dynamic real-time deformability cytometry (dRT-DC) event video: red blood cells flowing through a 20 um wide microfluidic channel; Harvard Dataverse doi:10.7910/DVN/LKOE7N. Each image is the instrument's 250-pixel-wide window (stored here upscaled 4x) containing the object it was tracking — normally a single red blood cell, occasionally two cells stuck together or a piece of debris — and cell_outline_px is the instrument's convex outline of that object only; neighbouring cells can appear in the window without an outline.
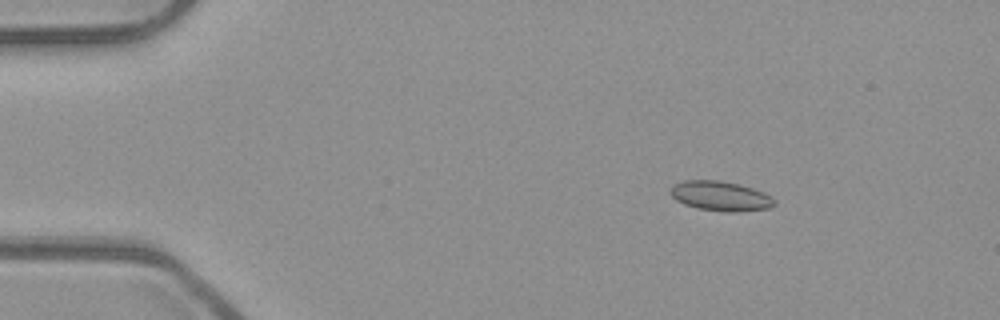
{"species": "common noctule bat (a hibernating species)", "species_latin": "Nyctalus noctula", "temperature_condition": "room temperature", "stored_images_in_passage": 53, "camera_frame_rate_fps": 3000, "um_per_image_px": 0.085, "animal": {"sex": "male", "body_mass_g": 23.1, "forearm_length_mm": 52.7}, "frame": {"image": 1, "passage_image": 8, "time_ms": 2.333, "image_size_px": [1000, 320], "cell_outline_px": [[776, 204], [768, 208], [736, 212], [724, 212], [696, 208], [684, 204], [676, 200], [668, 192], [676, 184], [684, 180], [716, 180], [740, 184], [764, 192], [772, 196], [776, 200]], "centroid_in_image_um": [61.26, 16.67], "position_along_channel_um": 23.7, "area_um2": 18.09}}
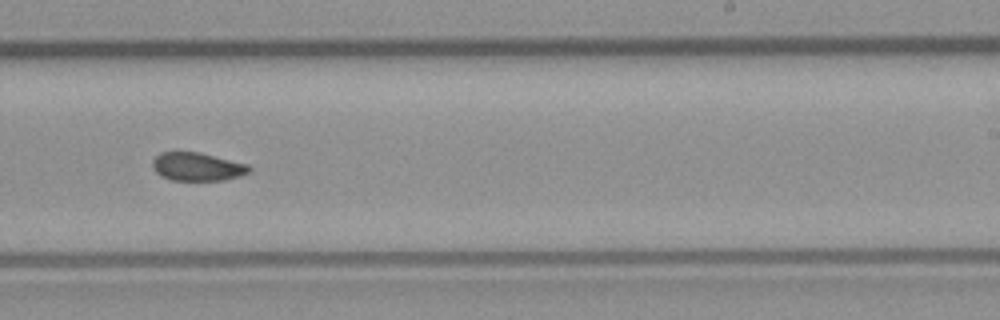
{"frame": {"image": 2, "passage_image": 33, "time_ms": 10.667, "image_size_px": [1000, 320], "cell_outline_px": [[252, 172], [240, 176], [224, 180], [172, 180], [160, 176], [152, 168], [152, 160], [160, 152], [200, 152], [248, 164], [252, 168]], "centroid_in_image_um": [16.78, 14.17], "position_along_channel_um": 272.2, "area_um2": 16.13}}
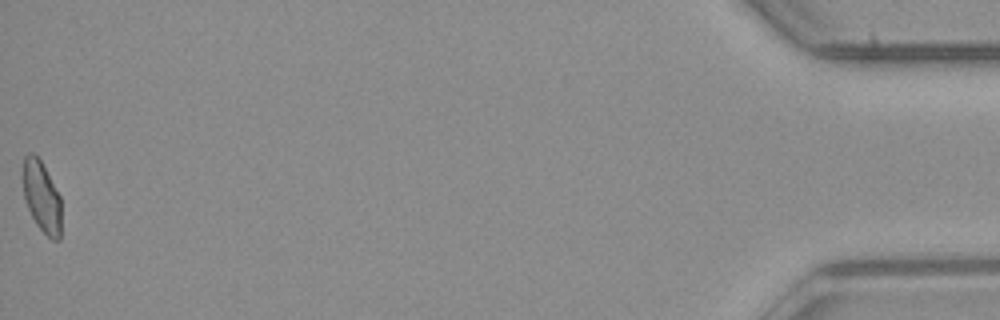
{"frame": {"image": 3, "passage_image": 53, "time_ms": 17.333, "image_size_px": [1000, 320], "cell_outline_px": [[60, 240], [52, 240], [36, 224], [28, 208], [24, 196], [20, 176], [24, 156], [28, 152], [32, 152], [40, 160], [60, 196]], "centroid_in_image_um": [3.49, 16.67], "position_along_channel_um": 431.7, "area_um2": 16.01}, "authors_computed_cell_mechanics": {"area_um2": 16.6464, "velocity_mm_per_s": 3.9407, "shape_relaxation_time_tau1_ms": 7.7382, "shape_relaxation_time_tau2_ms": 1.9509, "deformation_change_tau1": 0.1421, "deformation_change_tau2": 0.0754}}